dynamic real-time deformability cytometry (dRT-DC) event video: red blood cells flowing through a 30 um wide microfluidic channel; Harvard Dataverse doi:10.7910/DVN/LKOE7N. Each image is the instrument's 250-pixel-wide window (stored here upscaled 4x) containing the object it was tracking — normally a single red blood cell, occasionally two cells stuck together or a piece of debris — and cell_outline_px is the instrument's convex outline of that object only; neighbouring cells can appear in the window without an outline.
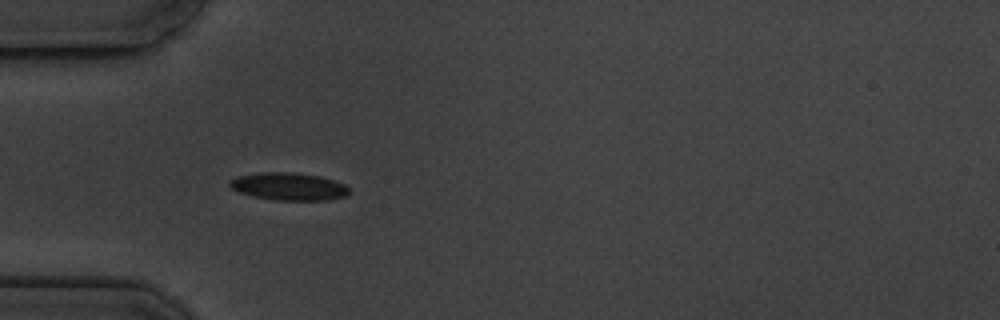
{"species": "common noctule bat (a hibernating species)", "species_latin": "Nyctalus noctula", "temperature_condition": "cold", "stored_images_in_passage": 5, "camera_frame_rate_fps": 3000, "um_per_image_px": 0.085, "animal": {"sex": "male", "body_mass_g": 19.5, "forearm_length_mm": 54.6}, "frame": {"image": 1, "passage_image": 4, "time_ms": 3.333, "image_size_px": [1000, 320], "cell_outline_px": [[348, 192], [344, 196], [328, 200], [276, 200], [252, 196], [240, 192], [232, 188], [228, 184], [228, 180], [240, 176], [260, 172], [292, 172], [320, 176], [344, 184], [348, 188]], "centroid_in_image_um": [24.51, 15.84], "position_along_channel_um": 60.5, "area_um2": 19.02}}